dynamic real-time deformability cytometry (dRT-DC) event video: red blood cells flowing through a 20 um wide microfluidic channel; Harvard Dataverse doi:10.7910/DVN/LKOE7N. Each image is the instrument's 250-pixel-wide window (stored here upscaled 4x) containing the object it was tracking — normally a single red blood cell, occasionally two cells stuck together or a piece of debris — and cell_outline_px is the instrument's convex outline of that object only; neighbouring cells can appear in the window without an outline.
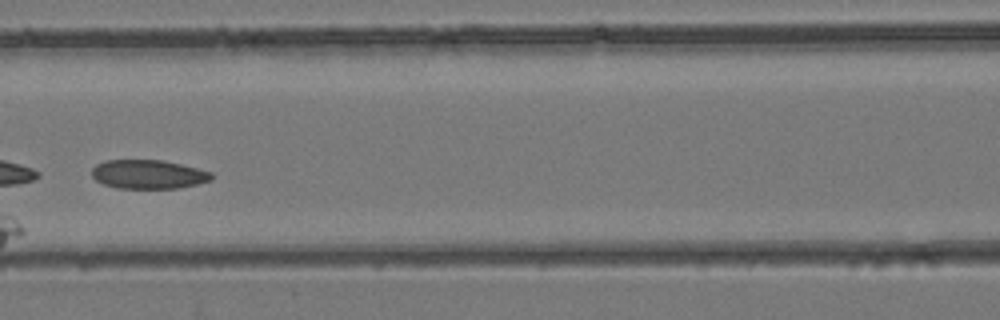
{"species": "common noctule bat (a hibernating species)", "species_latin": "Nyctalus noctula", "temperature_condition": "room temperature", "stored_images_in_passage": 6, "camera_frame_rate_fps": 3000, "um_per_image_px": 0.085, "animal": {"sex": "female", "body_mass_g": 24.6, "forearm_length_mm": 56.2}, "frame": {"image": 1, "passage_image": 5, "time_ms": 1.333, "image_size_px": [1000, 320], "cell_outline_px": [[212, 180], [196, 184], [176, 188], [116, 188], [104, 184], [96, 180], [92, 176], [92, 168], [96, 164], [104, 160], [160, 160], [180, 164], [212, 172]], "centroid_in_image_um": [12.58, 14.81], "position_along_channel_um": 154.0, "area_um2": 20.06}}
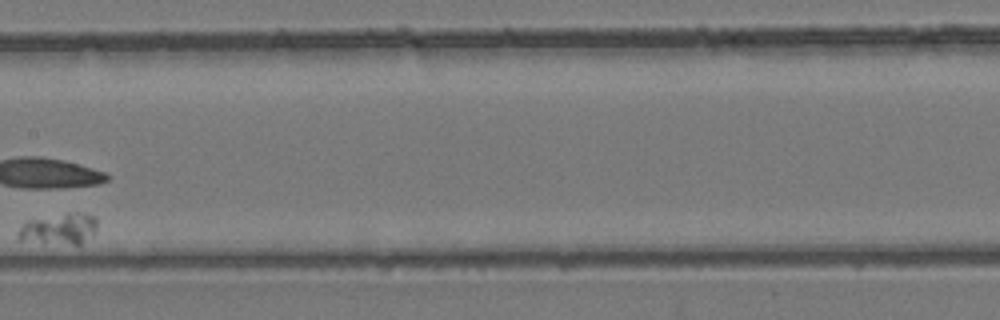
{"frame": {"image": 2, "passage_image": 6, "time_ms": 1.667, "image_size_px": [1000, 320], "cell_outline_px": [[96, 228], [80, 244], [72, 244], [20, 240], [16, 236], [20, 228], [28, 220], [68, 212], [76, 212], [92, 216], [96, 220]], "centroid_in_image_um": [4.98, 19.43], "position_along_channel_um": 202.4, "area_um2": 13.81}}